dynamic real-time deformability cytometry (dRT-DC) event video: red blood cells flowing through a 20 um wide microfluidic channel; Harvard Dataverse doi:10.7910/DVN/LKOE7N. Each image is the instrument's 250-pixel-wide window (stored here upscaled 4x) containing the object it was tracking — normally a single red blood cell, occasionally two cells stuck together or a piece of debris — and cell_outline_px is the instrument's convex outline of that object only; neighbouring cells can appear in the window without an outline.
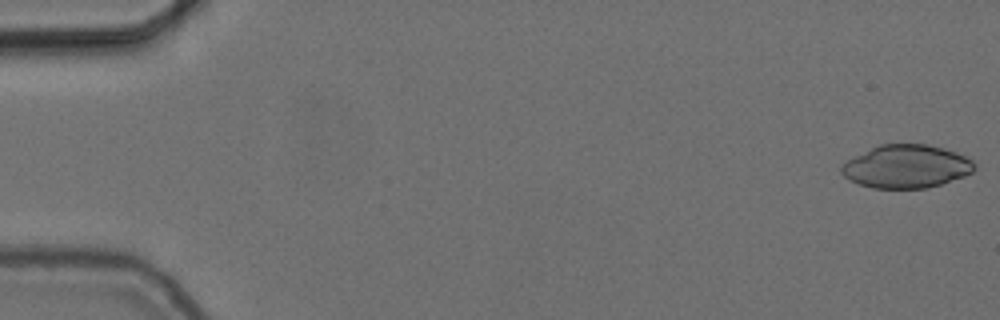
{"species": "common noctule bat (a hibernating species)", "species_latin": "Nyctalus noctula", "temperature_condition": "cold", "stored_images_in_passage": 55, "camera_frame_rate_fps": 3000, "um_per_image_px": 0.085, "animal": {"sex": "female", "body_mass_g": 24.6, "forearm_length_mm": 56.2}, "frame": {"image": 1, "passage_image": 1, "time_ms": 0.0, "image_size_px": [1000, 320], "cell_outline_px": [[976, 168], [972, 172], [964, 176], [940, 184], [924, 188], [872, 188], [860, 184], [844, 176], [840, 172], [840, 168], [848, 160], [880, 144], [928, 144], [944, 148], [956, 152], [972, 160], [976, 164]], "centroid_in_image_um": [77.07, 14.15], "position_along_channel_um": 7.9, "area_um2": 33.12}}